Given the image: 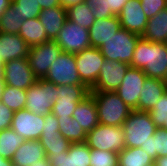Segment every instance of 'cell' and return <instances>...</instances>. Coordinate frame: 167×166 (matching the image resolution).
<instances>
[{"instance_id":"cell-15","label":"cell","mask_w":167,"mask_h":166,"mask_svg":"<svg viewBox=\"0 0 167 166\" xmlns=\"http://www.w3.org/2000/svg\"><path fill=\"white\" fill-rule=\"evenodd\" d=\"M129 64L121 61L105 59L101 66L96 84L90 91H112L115 92L121 85Z\"/></svg>"},{"instance_id":"cell-7","label":"cell","mask_w":167,"mask_h":166,"mask_svg":"<svg viewBox=\"0 0 167 166\" xmlns=\"http://www.w3.org/2000/svg\"><path fill=\"white\" fill-rule=\"evenodd\" d=\"M55 85H85L79 76L75 54L62 52L43 78Z\"/></svg>"},{"instance_id":"cell-3","label":"cell","mask_w":167,"mask_h":166,"mask_svg":"<svg viewBox=\"0 0 167 166\" xmlns=\"http://www.w3.org/2000/svg\"><path fill=\"white\" fill-rule=\"evenodd\" d=\"M126 148H140L145 144L158 127L152 121L149 112L132 110L122 125Z\"/></svg>"},{"instance_id":"cell-36","label":"cell","mask_w":167,"mask_h":166,"mask_svg":"<svg viewBox=\"0 0 167 166\" xmlns=\"http://www.w3.org/2000/svg\"><path fill=\"white\" fill-rule=\"evenodd\" d=\"M149 113L158 128H161L167 122V91Z\"/></svg>"},{"instance_id":"cell-8","label":"cell","mask_w":167,"mask_h":166,"mask_svg":"<svg viewBox=\"0 0 167 166\" xmlns=\"http://www.w3.org/2000/svg\"><path fill=\"white\" fill-rule=\"evenodd\" d=\"M90 94L86 85H58L59 98L52 106L51 113L57 118H70L76 106Z\"/></svg>"},{"instance_id":"cell-16","label":"cell","mask_w":167,"mask_h":166,"mask_svg":"<svg viewBox=\"0 0 167 166\" xmlns=\"http://www.w3.org/2000/svg\"><path fill=\"white\" fill-rule=\"evenodd\" d=\"M118 18L121 28L139 36H142L148 23L140 0H128L118 14Z\"/></svg>"},{"instance_id":"cell-51","label":"cell","mask_w":167,"mask_h":166,"mask_svg":"<svg viewBox=\"0 0 167 166\" xmlns=\"http://www.w3.org/2000/svg\"><path fill=\"white\" fill-rule=\"evenodd\" d=\"M161 129H163L167 132V122L164 123V125L161 127Z\"/></svg>"},{"instance_id":"cell-50","label":"cell","mask_w":167,"mask_h":166,"mask_svg":"<svg viewBox=\"0 0 167 166\" xmlns=\"http://www.w3.org/2000/svg\"><path fill=\"white\" fill-rule=\"evenodd\" d=\"M4 86H5V82L4 81H0V99H1V95L3 93Z\"/></svg>"},{"instance_id":"cell-6","label":"cell","mask_w":167,"mask_h":166,"mask_svg":"<svg viewBox=\"0 0 167 166\" xmlns=\"http://www.w3.org/2000/svg\"><path fill=\"white\" fill-rule=\"evenodd\" d=\"M85 143L90 149L116 153L126 148L124 131L121 126L98 124L93 130L87 133Z\"/></svg>"},{"instance_id":"cell-9","label":"cell","mask_w":167,"mask_h":166,"mask_svg":"<svg viewBox=\"0 0 167 166\" xmlns=\"http://www.w3.org/2000/svg\"><path fill=\"white\" fill-rule=\"evenodd\" d=\"M62 52L63 50L53 40L30 47L27 59L34 75L38 79H43L50 65Z\"/></svg>"},{"instance_id":"cell-34","label":"cell","mask_w":167,"mask_h":166,"mask_svg":"<svg viewBox=\"0 0 167 166\" xmlns=\"http://www.w3.org/2000/svg\"><path fill=\"white\" fill-rule=\"evenodd\" d=\"M90 166H119L118 153L90 149Z\"/></svg>"},{"instance_id":"cell-45","label":"cell","mask_w":167,"mask_h":166,"mask_svg":"<svg viewBox=\"0 0 167 166\" xmlns=\"http://www.w3.org/2000/svg\"><path fill=\"white\" fill-rule=\"evenodd\" d=\"M11 3H12V0H0V16L11 5Z\"/></svg>"},{"instance_id":"cell-38","label":"cell","mask_w":167,"mask_h":166,"mask_svg":"<svg viewBox=\"0 0 167 166\" xmlns=\"http://www.w3.org/2000/svg\"><path fill=\"white\" fill-rule=\"evenodd\" d=\"M91 7V12L95 19H103L115 16L112 11H107L106 0H86Z\"/></svg>"},{"instance_id":"cell-35","label":"cell","mask_w":167,"mask_h":166,"mask_svg":"<svg viewBox=\"0 0 167 166\" xmlns=\"http://www.w3.org/2000/svg\"><path fill=\"white\" fill-rule=\"evenodd\" d=\"M68 154H73L74 166H90V148L84 143H71Z\"/></svg>"},{"instance_id":"cell-47","label":"cell","mask_w":167,"mask_h":166,"mask_svg":"<svg viewBox=\"0 0 167 166\" xmlns=\"http://www.w3.org/2000/svg\"><path fill=\"white\" fill-rule=\"evenodd\" d=\"M32 166H51V163L48 161V158L45 157L44 159L37 161V163L32 164Z\"/></svg>"},{"instance_id":"cell-48","label":"cell","mask_w":167,"mask_h":166,"mask_svg":"<svg viewBox=\"0 0 167 166\" xmlns=\"http://www.w3.org/2000/svg\"><path fill=\"white\" fill-rule=\"evenodd\" d=\"M0 166H14V164L9 159H5L0 156Z\"/></svg>"},{"instance_id":"cell-29","label":"cell","mask_w":167,"mask_h":166,"mask_svg":"<svg viewBox=\"0 0 167 166\" xmlns=\"http://www.w3.org/2000/svg\"><path fill=\"white\" fill-rule=\"evenodd\" d=\"M57 120L60 133L70 143H84L86 141L87 133L74 118H57Z\"/></svg>"},{"instance_id":"cell-42","label":"cell","mask_w":167,"mask_h":166,"mask_svg":"<svg viewBox=\"0 0 167 166\" xmlns=\"http://www.w3.org/2000/svg\"><path fill=\"white\" fill-rule=\"evenodd\" d=\"M128 0H106L107 11H112L118 15Z\"/></svg>"},{"instance_id":"cell-21","label":"cell","mask_w":167,"mask_h":166,"mask_svg":"<svg viewBox=\"0 0 167 166\" xmlns=\"http://www.w3.org/2000/svg\"><path fill=\"white\" fill-rule=\"evenodd\" d=\"M38 19L45 28L47 38L54 41L67 21V9L62 6L43 9Z\"/></svg>"},{"instance_id":"cell-11","label":"cell","mask_w":167,"mask_h":166,"mask_svg":"<svg viewBox=\"0 0 167 166\" xmlns=\"http://www.w3.org/2000/svg\"><path fill=\"white\" fill-rule=\"evenodd\" d=\"M75 59L81 81L91 89L98 79L104 56L99 48L89 47L76 53Z\"/></svg>"},{"instance_id":"cell-27","label":"cell","mask_w":167,"mask_h":166,"mask_svg":"<svg viewBox=\"0 0 167 166\" xmlns=\"http://www.w3.org/2000/svg\"><path fill=\"white\" fill-rule=\"evenodd\" d=\"M154 161L158 156H167V132L158 128L154 135L140 147Z\"/></svg>"},{"instance_id":"cell-2","label":"cell","mask_w":167,"mask_h":166,"mask_svg":"<svg viewBox=\"0 0 167 166\" xmlns=\"http://www.w3.org/2000/svg\"><path fill=\"white\" fill-rule=\"evenodd\" d=\"M90 94L97 107L99 124L122 127L132 109L119 95L112 91H90Z\"/></svg>"},{"instance_id":"cell-28","label":"cell","mask_w":167,"mask_h":166,"mask_svg":"<svg viewBox=\"0 0 167 166\" xmlns=\"http://www.w3.org/2000/svg\"><path fill=\"white\" fill-rule=\"evenodd\" d=\"M67 19L88 30L96 21L86 1L68 7Z\"/></svg>"},{"instance_id":"cell-37","label":"cell","mask_w":167,"mask_h":166,"mask_svg":"<svg viewBox=\"0 0 167 166\" xmlns=\"http://www.w3.org/2000/svg\"><path fill=\"white\" fill-rule=\"evenodd\" d=\"M140 2L147 19L167 8V0H140Z\"/></svg>"},{"instance_id":"cell-19","label":"cell","mask_w":167,"mask_h":166,"mask_svg":"<svg viewBox=\"0 0 167 166\" xmlns=\"http://www.w3.org/2000/svg\"><path fill=\"white\" fill-rule=\"evenodd\" d=\"M121 29L118 15L96 19L89 29L91 47L99 48Z\"/></svg>"},{"instance_id":"cell-4","label":"cell","mask_w":167,"mask_h":166,"mask_svg":"<svg viewBox=\"0 0 167 166\" xmlns=\"http://www.w3.org/2000/svg\"><path fill=\"white\" fill-rule=\"evenodd\" d=\"M57 92V85L45 79H38L26 90L25 109L40 116L51 113L53 104L59 98Z\"/></svg>"},{"instance_id":"cell-31","label":"cell","mask_w":167,"mask_h":166,"mask_svg":"<svg viewBox=\"0 0 167 166\" xmlns=\"http://www.w3.org/2000/svg\"><path fill=\"white\" fill-rule=\"evenodd\" d=\"M26 90L5 85L0 102L6 105L13 112L25 109Z\"/></svg>"},{"instance_id":"cell-46","label":"cell","mask_w":167,"mask_h":166,"mask_svg":"<svg viewBox=\"0 0 167 166\" xmlns=\"http://www.w3.org/2000/svg\"><path fill=\"white\" fill-rule=\"evenodd\" d=\"M154 166H167V156H158L155 159Z\"/></svg>"},{"instance_id":"cell-20","label":"cell","mask_w":167,"mask_h":166,"mask_svg":"<svg viewBox=\"0 0 167 166\" xmlns=\"http://www.w3.org/2000/svg\"><path fill=\"white\" fill-rule=\"evenodd\" d=\"M45 157V150L39 140H25L14 153L11 162L14 166H32Z\"/></svg>"},{"instance_id":"cell-30","label":"cell","mask_w":167,"mask_h":166,"mask_svg":"<svg viewBox=\"0 0 167 166\" xmlns=\"http://www.w3.org/2000/svg\"><path fill=\"white\" fill-rule=\"evenodd\" d=\"M24 141L23 137L11 128L0 131V156L11 160L14 153Z\"/></svg>"},{"instance_id":"cell-10","label":"cell","mask_w":167,"mask_h":166,"mask_svg":"<svg viewBox=\"0 0 167 166\" xmlns=\"http://www.w3.org/2000/svg\"><path fill=\"white\" fill-rule=\"evenodd\" d=\"M54 41L63 52L72 54L91 47L89 30L68 19Z\"/></svg>"},{"instance_id":"cell-44","label":"cell","mask_w":167,"mask_h":166,"mask_svg":"<svg viewBox=\"0 0 167 166\" xmlns=\"http://www.w3.org/2000/svg\"><path fill=\"white\" fill-rule=\"evenodd\" d=\"M84 1H86V0H59L60 6L66 8V9L72 5L79 4V3L84 2Z\"/></svg>"},{"instance_id":"cell-24","label":"cell","mask_w":167,"mask_h":166,"mask_svg":"<svg viewBox=\"0 0 167 166\" xmlns=\"http://www.w3.org/2000/svg\"><path fill=\"white\" fill-rule=\"evenodd\" d=\"M18 34L30 47L50 41L38 17L24 20Z\"/></svg>"},{"instance_id":"cell-39","label":"cell","mask_w":167,"mask_h":166,"mask_svg":"<svg viewBox=\"0 0 167 166\" xmlns=\"http://www.w3.org/2000/svg\"><path fill=\"white\" fill-rule=\"evenodd\" d=\"M51 166H74L73 154L46 155Z\"/></svg>"},{"instance_id":"cell-32","label":"cell","mask_w":167,"mask_h":166,"mask_svg":"<svg viewBox=\"0 0 167 166\" xmlns=\"http://www.w3.org/2000/svg\"><path fill=\"white\" fill-rule=\"evenodd\" d=\"M23 22L24 20L11 3V5L0 16V32L18 34Z\"/></svg>"},{"instance_id":"cell-23","label":"cell","mask_w":167,"mask_h":166,"mask_svg":"<svg viewBox=\"0 0 167 166\" xmlns=\"http://www.w3.org/2000/svg\"><path fill=\"white\" fill-rule=\"evenodd\" d=\"M143 39L156 43H167V8L148 19Z\"/></svg>"},{"instance_id":"cell-41","label":"cell","mask_w":167,"mask_h":166,"mask_svg":"<svg viewBox=\"0 0 167 166\" xmlns=\"http://www.w3.org/2000/svg\"><path fill=\"white\" fill-rule=\"evenodd\" d=\"M44 120H45V124H44L42 133L60 132L59 123H58L57 117L54 114L52 113L46 114L44 116Z\"/></svg>"},{"instance_id":"cell-1","label":"cell","mask_w":167,"mask_h":166,"mask_svg":"<svg viewBox=\"0 0 167 166\" xmlns=\"http://www.w3.org/2000/svg\"><path fill=\"white\" fill-rule=\"evenodd\" d=\"M130 66L143 70L149 78L167 82V43L150 42L140 37Z\"/></svg>"},{"instance_id":"cell-49","label":"cell","mask_w":167,"mask_h":166,"mask_svg":"<svg viewBox=\"0 0 167 166\" xmlns=\"http://www.w3.org/2000/svg\"><path fill=\"white\" fill-rule=\"evenodd\" d=\"M4 77H5L4 63L0 57V81H4Z\"/></svg>"},{"instance_id":"cell-25","label":"cell","mask_w":167,"mask_h":166,"mask_svg":"<svg viewBox=\"0 0 167 166\" xmlns=\"http://www.w3.org/2000/svg\"><path fill=\"white\" fill-rule=\"evenodd\" d=\"M39 142L44 148L46 155L66 154L71 144L60 132L42 133Z\"/></svg>"},{"instance_id":"cell-13","label":"cell","mask_w":167,"mask_h":166,"mask_svg":"<svg viewBox=\"0 0 167 166\" xmlns=\"http://www.w3.org/2000/svg\"><path fill=\"white\" fill-rule=\"evenodd\" d=\"M146 78L143 70L129 66L121 85L115 91L132 110L138 107L139 97Z\"/></svg>"},{"instance_id":"cell-18","label":"cell","mask_w":167,"mask_h":166,"mask_svg":"<svg viewBox=\"0 0 167 166\" xmlns=\"http://www.w3.org/2000/svg\"><path fill=\"white\" fill-rule=\"evenodd\" d=\"M167 91V82L147 77L141 91L138 107L135 110L149 112Z\"/></svg>"},{"instance_id":"cell-43","label":"cell","mask_w":167,"mask_h":166,"mask_svg":"<svg viewBox=\"0 0 167 166\" xmlns=\"http://www.w3.org/2000/svg\"><path fill=\"white\" fill-rule=\"evenodd\" d=\"M41 9H48L55 6H60L59 0H38Z\"/></svg>"},{"instance_id":"cell-17","label":"cell","mask_w":167,"mask_h":166,"mask_svg":"<svg viewBox=\"0 0 167 166\" xmlns=\"http://www.w3.org/2000/svg\"><path fill=\"white\" fill-rule=\"evenodd\" d=\"M30 46L19 34L0 32V57L3 63L18 58H27Z\"/></svg>"},{"instance_id":"cell-33","label":"cell","mask_w":167,"mask_h":166,"mask_svg":"<svg viewBox=\"0 0 167 166\" xmlns=\"http://www.w3.org/2000/svg\"><path fill=\"white\" fill-rule=\"evenodd\" d=\"M12 4L23 20L37 18L42 11L38 0H12Z\"/></svg>"},{"instance_id":"cell-12","label":"cell","mask_w":167,"mask_h":166,"mask_svg":"<svg viewBox=\"0 0 167 166\" xmlns=\"http://www.w3.org/2000/svg\"><path fill=\"white\" fill-rule=\"evenodd\" d=\"M5 85L27 90L36 83L38 78L34 75L27 58H18L4 63Z\"/></svg>"},{"instance_id":"cell-26","label":"cell","mask_w":167,"mask_h":166,"mask_svg":"<svg viewBox=\"0 0 167 166\" xmlns=\"http://www.w3.org/2000/svg\"><path fill=\"white\" fill-rule=\"evenodd\" d=\"M119 166H154V160L141 148H125L118 153Z\"/></svg>"},{"instance_id":"cell-40","label":"cell","mask_w":167,"mask_h":166,"mask_svg":"<svg viewBox=\"0 0 167 166\" xmlns=\"http://www.w3.org/2000/svg\"><path fill=\"white\" fill-rule=\"evenodd\" d=\"M14 112L0 102V131L11 127Z\"/></svg>"},{"instance_id":"cell-14","label":"cell","mask_w":167,"mask_h":166,"mask_svg":"<svg viewBox=\"0 0 167 166\" xmlns=\"http://www.w3.org/2000/svg\"><path fill=\"white\" fill-rule=\"evenodd\" d=\"M44 124V116L34 114L27 109H21L14 112L10 128L24 140H39Z\"/></svg>"},{"instance_id":"cell-5","label":"cell","mask_w":167,"mask_h":166,"mask_svg":"<svg viewBox=\"0 0 167 166\" xmlns=\"http://www.w3.org/2000/svg\"><path fill=\"white\" fill-rule=\"evenodd\" d=\"M141 36L121 28L99 47L105 59L131 64L136 43Z\"/></svg>"},{"instance_id":"cell-22","label":"cell","mask_w":167,"mask_h":166,"mask_svg":"<svg viewBox=\"0 0 167 166\" xmlns=\"http://www.w3.org/2000/svg\"><path fill=\"white\" fill-rule=\"evenodd\" d=\"M72 118L77 121L86 133L93 130L99 124L97 107L91 94L78 103Z\"/></svg>"}]
</instances>
